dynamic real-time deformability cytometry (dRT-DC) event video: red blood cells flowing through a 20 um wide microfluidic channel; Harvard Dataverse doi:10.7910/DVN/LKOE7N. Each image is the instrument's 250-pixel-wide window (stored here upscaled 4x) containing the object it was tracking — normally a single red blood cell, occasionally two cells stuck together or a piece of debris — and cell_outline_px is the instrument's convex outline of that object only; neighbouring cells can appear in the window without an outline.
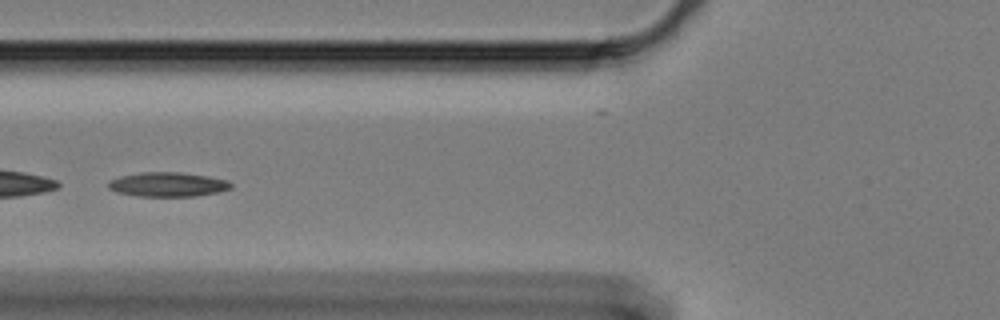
{"species": "Egyptian fruit bat (a non-hibernating species)", "species_latin": "Rousettus aegyptiacus", "temperature_condition": "cold", "stored_images_in_passage": 45, "camera_frame_rate_fps": 3000, "um_per_image_px": 0.085, "animal": {"sex": "female"}, "frame": {"image": 1, "passage_image": 8, "time_ms": 2.333, "image_size_px": [1000, 320], "cell_outline_px": [[232, 188], [220, 192], [196, 196], [136, 196], [116, 192], [108, 188], [108, 180], [120, 176], [140, 172], [180, 172], [208, 176], [228, 180], [232, 184]], "centroid_in_image_um": [14.26, 15.67], "position_along_channel_um": 111.5, "area_um2": 17.63}}
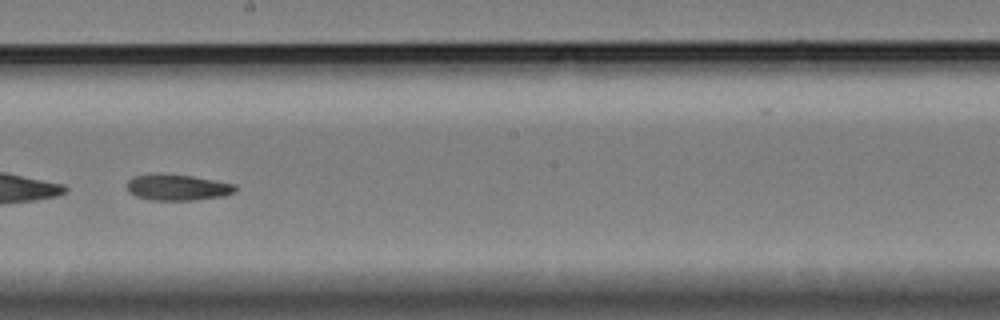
{"frame": {"image": 2, "passage_image": 19, "time_ms": 6.0, "image_size_px": [1000, 320], "cell_outline_px": [[236, 192], [224, 196], [192, 200], [148, 200], [136, 196], [128, 192], [128, 180], [132, 176], [192, 176], [236, 184]], "centroid_in_image_um": [15.14, 15.97], "position_along_channel_um": 233.1, "area_um2": 15.9}}
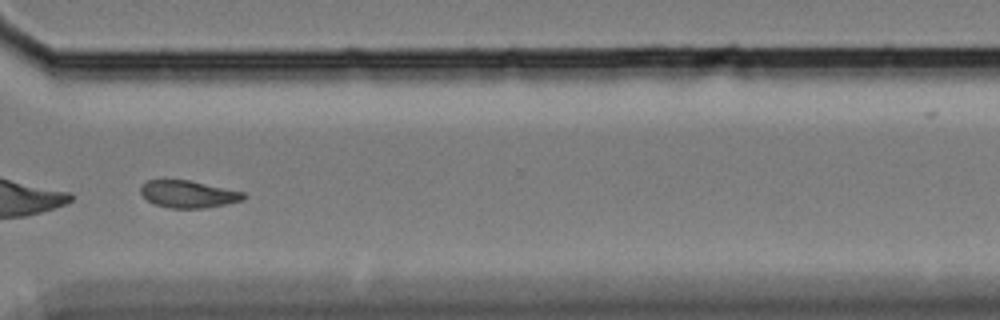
{"frame": {"image": 3, "passage_image": 30, "time_ms": 9.667, "image_size_px": [1000, 320], "cell_outline_px": [[248, 196], [244, 200], [204, 208], [172, 208], [156, 204], [148, 200], [140, 192], [140, 184], [148, 180], [188, 180], [244, 192]], "centroid_in_image_um": [16.01, 16.49], "position_along_channel_um": 354.6, "area_um2": 16.18}, "authors_computed_cell_mechanics": {"area_um2": 16.9932, "velocity_mm_per_s": 3.3133, "shape_relaxation_time_tau1_ms": null, "shape_relaxation_time_tau2_ms": 9.8005, "deformation_change_tau1": null, "deformation_change_tau2": 0.1405}}